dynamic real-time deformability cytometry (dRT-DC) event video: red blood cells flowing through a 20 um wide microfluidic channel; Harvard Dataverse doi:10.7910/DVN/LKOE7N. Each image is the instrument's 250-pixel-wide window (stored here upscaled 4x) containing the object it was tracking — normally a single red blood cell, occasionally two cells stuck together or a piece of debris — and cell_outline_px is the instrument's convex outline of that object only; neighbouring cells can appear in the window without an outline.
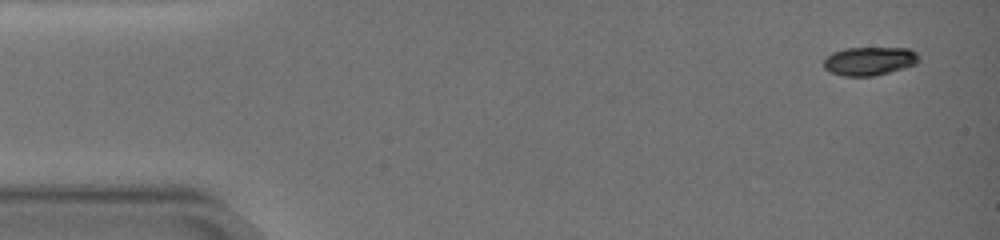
{"species": "common noctule bat (a hibernating species)", "species_latin": "Nyctalus noctula", "temperature_condition": "warm", "stored_images_in_passage": 9, "camera_frame_rate_fps": 3000, "um_per_image_px": 0.085, "animal": {"sex": "female", "body_mass_g": 19.0, "forearm_length_mm": 51.5}, "frame": {"image": 1, "passage_image": 1, "time_ms": 0.0, "image_size_px": [1000, 240], "cell_outline_px": [[920, 60], [916, 64], [904, 68], [872, 76], [844, 76], [832, 72], [824, 68], [824, 56], [832, 52], [844, 48], [908, 48], [916, 52], [920, 56]], "centroid_in_image_um": [73.9, 5.18], "position_along_channel_um": 11.1, "area_um2": 15.9}}
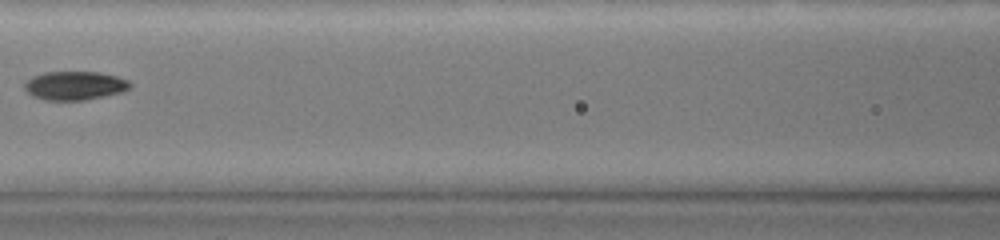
{"frame": {"image": 2, "passage_image": 7, "time_ms": 7.667, "image_size_px": [1000, 240], "cell_outline_px": [[132, 84], [124, 92], [84, 100], [44, 100], [32, 96], [24, 88], [24, 84], [32, 76], [44, 72], [100, 72], [116, 76], [128, 80]], "centroid_in_image_um": [6.36, 7.27], "position_along_channel_um": 160.2, "area_um2": 17.69}}